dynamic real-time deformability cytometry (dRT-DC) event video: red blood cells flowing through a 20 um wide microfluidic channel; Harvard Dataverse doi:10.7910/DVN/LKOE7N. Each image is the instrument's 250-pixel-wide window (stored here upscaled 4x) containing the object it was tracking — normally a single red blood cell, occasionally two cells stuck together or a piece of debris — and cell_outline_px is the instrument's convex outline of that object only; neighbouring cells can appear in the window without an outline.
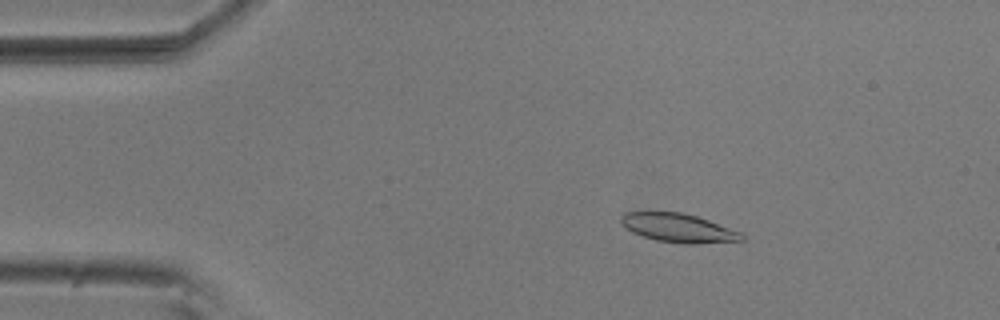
{"species": "common noctule bat (a hibernating species)", "species_latin": "Nyctalus noctula", "temperature_condition": "room temperature", "stored_images_in_passage": 4, "camera_frame_rate_fps": 3000, "um_per_image_px": 0.085, "animal": {"sex": "male", "body_mass_g": 20.5, "forearm_length_mm": 52.5}, "frame": {"image": 1, "passage_image": 3, "time_ms": 0.667, "image_size_px": [1000, 320], "cell_outline_px": [[744, 240], [696, 244], [684, 244], [656, 240], [632, 232], [620, 224], [620, 216], [624, 212], [684, 212], [708, 220], [740, 232], [744, 236]], "centroid_in_image_um": [57.63, 19.37], "position_along_channel_um": 27.4, "area_um2": 20.17}}